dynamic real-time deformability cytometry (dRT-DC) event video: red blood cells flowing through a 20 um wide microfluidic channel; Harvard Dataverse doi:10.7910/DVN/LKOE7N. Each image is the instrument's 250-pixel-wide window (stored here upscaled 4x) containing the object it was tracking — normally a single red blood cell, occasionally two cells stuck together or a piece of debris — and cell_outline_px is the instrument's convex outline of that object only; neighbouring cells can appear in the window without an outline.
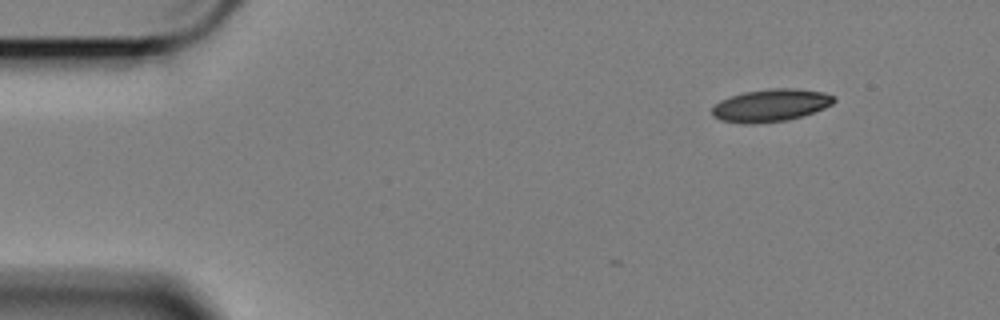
{"species": "Egyptian fruit bat (a non-hibernating species)", "species_latin": "Rousettus aegyptiacus", "temperature_condition": "cold", "stored_images_in_passage": 6, "camera_frame_rate_fps": 3000, "um_per_image_px": 0.085, "animal": {"sex": "female"}, "frame": {"image": 1, "passage_image": 1, "time_ms": 0.0, "image_size_px": [1000, 320], "cell_outline_px": [[836, 100], [832, 104], [824, 108], [788, 120], [748, 124], [744, 124], [720, 120], [712, 116], [712, 108], [720, 100], [744, 92], [776, 88], [788, 88], [824, 92], [832, 96]], "centroid_in_image_um": [65.48, 8.96], "position_along_channel_um": 19.5, "area_um2": 22.77}}